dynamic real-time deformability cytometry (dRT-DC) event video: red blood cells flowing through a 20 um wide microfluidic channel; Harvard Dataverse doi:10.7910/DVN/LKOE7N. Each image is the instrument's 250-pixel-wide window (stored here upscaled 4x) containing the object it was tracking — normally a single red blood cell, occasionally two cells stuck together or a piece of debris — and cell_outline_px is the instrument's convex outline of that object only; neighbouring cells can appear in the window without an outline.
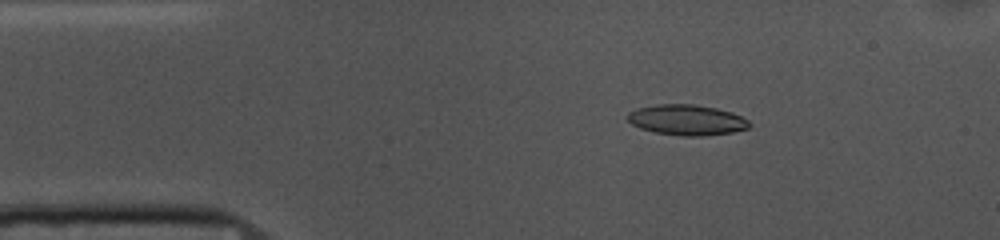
{"species": "common noctule bat (a hibernating species)", "species_latin": "Nyctalus noctula", "temperature_condition": "cold", "stored_images_in_passage": 53, "camera_frame_rate_fps": 3000, "um_per_image_px": 0.085, "animal": {"sex": "female", "body_mass_g": 10.0, "forearm_length_mm": 53.1}, "frame": {"image": 1, "passage_image": 8, "time_ms": 2.333, "image_size_px": [1000, 240], "cell_outline_px": [[752, 124], [748, 128], [732, 132], [704, 136], [684, 136], [656, 132], [640, 128], [632, 124], [628, 120], [628, 112], [636, 108], [656, 104], [692, 104], [716, 108], [732, 112], [748, 120]], "centroid_in_image_um": [58.38, 10.19], "position_along_channel_um": 26.6, "area_um2": 21.62}}
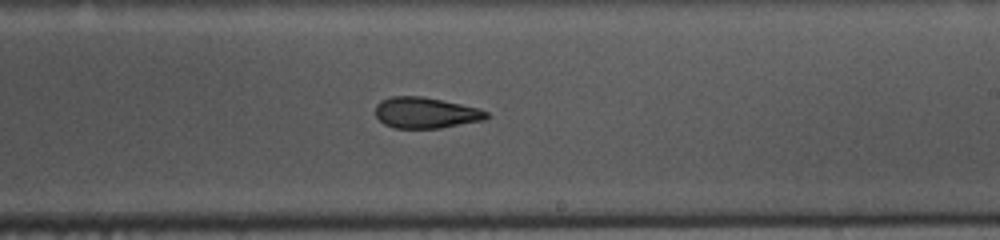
{"frame": {"image": 2, "passage_image": 30, "time_ms": 9.667, "image_size_px": [1000, 240], "cell_outline_px": [[488, 116], [484, 120], [440, 128], [392, 128], [384, 124], [376, 116], [376, 104], [380, 100], [392, 96], [420, 96], [480, 108], [488, 112]], "centroid_in_image_um": [36.16, 9.59], "position_along_channel_um": 252.8, "area_um2": 20.0}}
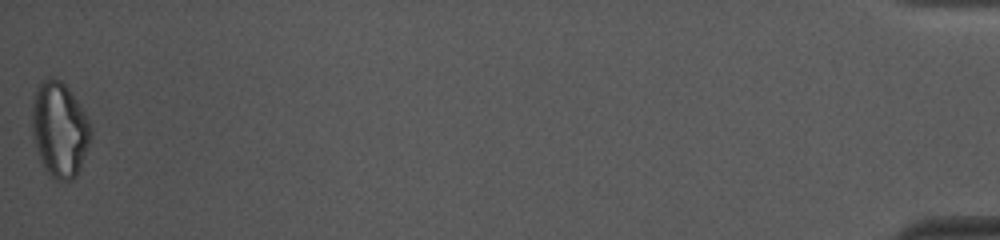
{"frame": {"image": 3, "passage_image": 53, "time_ms": 17.333, "image_size_px": [1000, 240], "cell_outline_px": [[92, 132], [88, 148], [80, 168], [76, 176], [72, 180], [60, 180], [52, 176], [48, 172], [40, 160], [32, 136], [32, 100], [36, 88], [48, 76], [60, 80], [68, 88], [76, 100], [88, 120], [92, 128]], "centroid_in_image_um": [5.05, 11.0], "position_along_channel_um": 430.1, "area_um2": 32.37}, "authors_computed_cell_mechanics": {"area_um2": 21.097, "velocity_mm_per_s": 3.6748, "shape_relaxation_time_tau1_ms": 7.8288, "shape_relaxation_time_tau2_ms": 4.5051, "deformation_change_tau1": 0.159, "deformation_change_tau2": 0.1295}}